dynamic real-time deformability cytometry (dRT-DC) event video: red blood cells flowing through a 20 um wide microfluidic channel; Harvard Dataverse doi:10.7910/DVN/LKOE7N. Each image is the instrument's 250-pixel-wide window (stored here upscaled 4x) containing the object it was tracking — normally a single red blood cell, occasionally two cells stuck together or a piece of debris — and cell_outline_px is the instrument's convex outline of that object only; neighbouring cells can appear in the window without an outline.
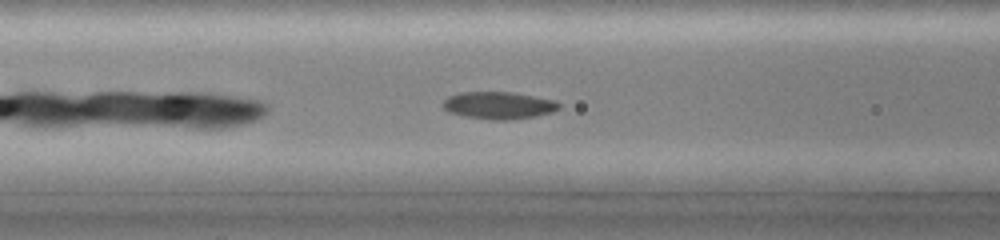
{"species": "common noctule bat (a hibernating species)", "species_latin": "Nyctalus noctula", "temperature_condition": "cold", "stored_images_in_passage": 25, "camera_frame_rate_fps": 3000, "um_per_image_px": 0.085, "animal": {"sex": "female", "body_mass_g": 19.0, "forearm_length_mm": 51.5}, "frame": {"image": 1, "passage_image": 8, "time_ms": 2.333, "image_size_px": [1000, 240], "cell_outline_px": [[560, 108], [552, 112], [532, 116], [504, 120], [492, 120], [464, 116], [448, 112], [444, 108], [444, 100], [448, 96], [460, 92], [512, 92], [556, 100], [560, 104]], "centroid_in_image_um": [42.38, 8.95], "position_along_channel_um": 124.2, "area_um2": 18.32}}